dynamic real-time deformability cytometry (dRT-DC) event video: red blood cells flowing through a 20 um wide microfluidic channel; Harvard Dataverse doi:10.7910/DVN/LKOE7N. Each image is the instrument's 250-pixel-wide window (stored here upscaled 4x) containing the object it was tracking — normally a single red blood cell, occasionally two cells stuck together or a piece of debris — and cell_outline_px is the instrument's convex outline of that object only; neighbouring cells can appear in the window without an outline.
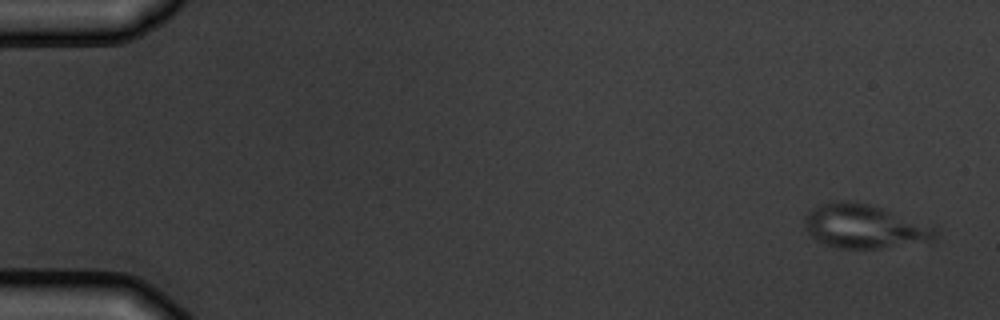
{"species": "common noctule bat (a hibernating species)", "species_latin": "Nyctalus noctula", "temperature_condition": "warm", "stored_images_in_passage": 5, "camera_frame_rate_fps": 3000, "um_per_image_px": 0.085, "animal": {"sex": "male", "body_mass_g": 19.5, "forearm_length_mm": 54.6}, "frame": {"image": 1, "passage_image": 1, "time_ms": 0.0, "image_size_px": [1000, 320], "cell_outline_px": [[940, 232], [932, 240], [880, 248], [840, 248], [824, 244], [816, 240], [808, 232], [804, 224], [804, 216], [808, 212], [820, 204], [836, 200], [856, 200], [880, 208], [936, 228]], "centroid_in_image_um": [73.4, 19.23], "position_along_channel_um": 11.6, "area_um2": 32.95}}